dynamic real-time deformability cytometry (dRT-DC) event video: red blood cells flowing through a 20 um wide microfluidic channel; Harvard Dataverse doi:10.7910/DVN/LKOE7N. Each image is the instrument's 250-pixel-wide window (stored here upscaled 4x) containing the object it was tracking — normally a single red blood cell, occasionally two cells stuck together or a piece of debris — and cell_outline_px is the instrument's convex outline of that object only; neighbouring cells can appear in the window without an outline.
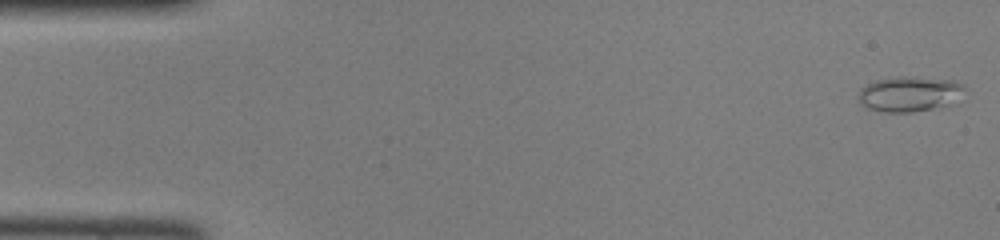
{"species": "common noctule bat (a hibernating species)", "species_latin": "Nyctalus noctula", "temperature_condition": "room temperature", "stored_images_in_passage": 46, "camera_frame_rate_fps": 3000, "um_per_image_px": 0.085, "animal": {"sex": "female", "body_mass_g": 22.0, "forearm_length_mm": 56.7}, "frame": {"image": 1, "passage_image": 1, "time_ms": 0.0, "image_size_px": [1000, 240], "cell_outline_px": [[968, 88], [964, 100], [932, 108], [912, 112], [888, 112], [868, 108], [860, 104], [856, 96], [860, 88], [876, 80], [916, 76], [952, 80], [964, 84]], "centroid_in_image_um": [77.4, 7.98], "position_along_channel_um": 7.6, "area_um2": 22.2}}
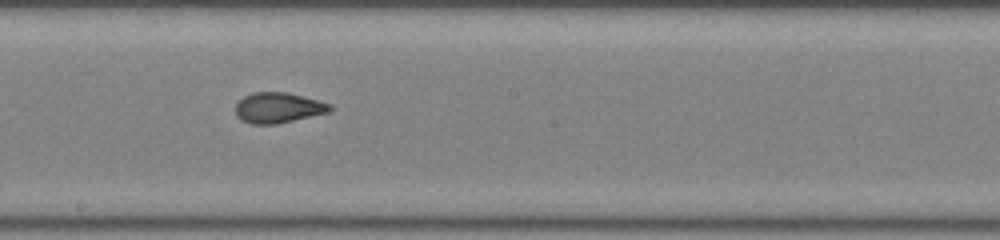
{"frame": {"image": 2, "passage_image": 25, "time_ms": 8.0, "image_size_px": [1000, 240], "cell_outline_px": [[332, 108], [328, 112], [276, 124], [252, 124], [236, 116], [236, 104], [244, 96], [252, 92], [288, 92], [332, 104]], "centroid_in_image_um": [23.64, 9.14], "position_along_channel_um": 224.6, "area_um2": 16.59}}
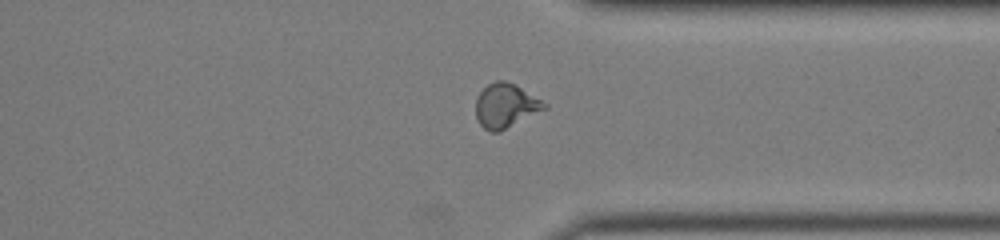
{"frame": {"image": 3, "passage_image": 35, "time_ms": 11.333, "image_size_px": [1000, 240], "cell_outline_px": [[548, 108], [500, 132], [492, 132], [484, 128], [480, 124], [476, 116], [476, 96], [488, 84], [496, 80], [504, 80], [520, 88], [548, 104]], "centroid_in_image_um": [42.97, 9.0], "position_along_channel_um": 368.4, "area_um2": 17.57}}